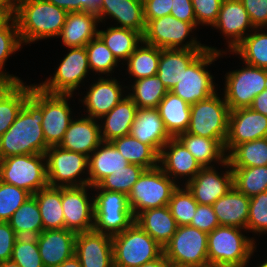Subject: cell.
Here are the masks:
<instances>
[{
    "mask_svg": "<svg viewBox=\"0 0 267 267\" xmlns=\"http://www.w3.org/2000/svg\"><path fill=\"white\" fill-rule=\"evenodd\" d=\"M254 28L267 27V0H240Z\"/></svg>",
    "mask_w": 267,
    "mask_h": 267,
    "instance_id": "11a10c76",
    "label": "cell"
},
{
    "mask_svg": "<svg viewBox=\"0 0 267 267\" xmlns=\"http://www.w3.org/2000/svg\"><path fill=\"white\" fill-rule=\"evenodd\" d=\"M170 15L176 19L191 23L197 28L196 16L191 0H173Z\"/></svg>",
    "mask_w": 267,
    "mask_h": 267,
    "instance_id": "680465c9",
    "label": "cell"
},
{
    "mask_svg": "<svg viewBox=\"0 0 267 267\" xmlns=\"http://www.w3.org/2000/svg\"><path fill=\"white\" fill-rule=\"evenodd\" d=\"M11 260L20 267H44L36 237H18L13 247Z\"/></svg>",
    "mask_w": 267,
    "mask_h": 267,
    "instance_id": "f907efd6",
    "label": "cell"
},
{
    "mask_svg": "<svg viewBox=\"0 0 267 267\" xmlns=\"http://www.w3.org/2000/svg\"><path fill=\"white\" fill-rule=\"evenodd\" d=\"M75 256L81 267H114L112 236L95 231L77 233Z\"/></svg>",
    "mask_w": 267,
    "mask_h": 267,
    "instance_id": "7402d4cb",
    "label": "cell"
},
{
    "mask_svg": "<svg viewBox=\"0 0 267 267\" xmlns=\"http://www.w3.org/2000/svg\"><path fill=\"white\" fill-rule=\"evenodd\" d=\"M44 267H58L75 255L76 233L70 230H44L37 237Z\"/></svg>",
    "mask_w": 267,
    "mask_h": 267,
    "instance_id": "cb8c5ba5",
    "label": "cell"
},
{
    "mask_svg": "<svg viewBox=\"0 0 267 267\" xmlns=\"http://www.w3.org/2000/svg\"><path fill=\"white\" fill-rule=\"evenodd\" d=\"M190 226L207 234L212 232L216 227L220 226L212 205L198 204Z\"/></svg>",
    "mask_w": 267,
    "mask_h": 267,
    "instance_id": "db71d44e",
    "label": "cell"
},
{
    "mask_svg": "<svg viewBox=\"0 0 267 267\" xmlns=\"http://www.w3.org/2000/svg\"><path fill=\"white\" fill-rule=\"evenodd\" d=\"M217 92L206 99L191 104L187 133L215 140L228 136L229 107Z\"/></svg>",
    "mask_w": 267,
    "mask_h": 267,
    "instance_id": "7c38bea8",
    "label": "cell"
},
{
    "mask_svg": "<svg viewBox=\"0 0 267 267\" xmlns=\"http://www.w3.org/2000/svg\"><path fill=\"white\" fill-rule=\"evenodd\" d=\"M233 186L247 197L267 190V165L260 167H231Z\"/></svg>",
    "mask_w": 267,
    "mask_h": 267,
    "instance_id": "ee69618b",
    "label": "cell"
},
{
    "mask_svg": "<svg viewBox=\"0 0 267 267\" xmlns=\"http://www.w3.org/2000/svg\"><path fill=\"white\" fill-rule=\"evenodd\" d=\"M163 254L170 267H210L208 234L190 225L178 226Z\"/></svg>",
    "mask_w": 267,
    "mask_h": 267,
    "instance_id": "ba28073f",
    "label": "cell"
},
{
    "mask_svg": "<svg viewBox=\"0 0 267 267\" xmlns=\"http://www.w3.org/2000/svg\"><path fill=\"white\" fill-rule=\"evenodd\" d=\"M247 231L267 234V190L250 197Z\"/></svg>",
    "mask_w": 267,
    "mask_h": 267,
    "instance_id": "816d5d0a",
    "label": "cell"
},
{
    "mask_svg": "<svg viewBox=\"0 0 267 267\" xmlns=\"http://www.w3.org/2000/svg\"><path fill=\"white\" fill-rule=\"evenodd\" d=\"M38 203L44 230L65 229L61 187L47 186L33 194Z\"/></svg>",
    "mask_w": 267,
    "mask_h": 267,
    "instance_id": "8d00e7d4",
    "label": "cell"
},
{
    "mask_svg": "<svg viewBox=\"0 0 267 267\" xmlns=\"http://www.w3.org/2000/svg\"><path fill=\"white\" fill-rule=\"evenodd\" d=\"M99 19L91 12H68L66 22L57 38L66 48L85 47L98 35Z\"/></svg>",
    "mask_w": 267,
    "mask_h": 267,
    "instance_id": "4316f807",
    "label": "cell"
},
{
    "mask_svg": "<svg viewBox=\"0 0 267 267\" xmlns=\"http://www.w3.org/2000/svg\"><path fill=\"white\" fill-rule=\"evenodd\" d=\"M160 117L168 134L176 138L188 130L191 105L168 91L157 107Z\"/></svg>",
    "mask_w": 267,
    "mask_h": 267,
    "instance_id": "e575fe53",
    "label": "cell"
},
{
    "mask_svg": "<svg viewBox=\"0 0 267 267\" xmlns=\"http://www.w3.org/2000/svg\"><path fill=\"white\" fill-rule=\"evenodd\" d=\"M103 0H82V11L98 14Z\"/></svg>",
    "mask_w": 267,
    "mask_h": 267,
    "instance_id": "6125c7cd",
    "label": "cell"
},
{
    "mask_svg": "<svg viewBox=\"0 0 267 267\" xmlns=\"http://www.w3.org/2000/svg\"><path fill=\"white\" fill-rule=\"evenodd\" d=\"M45 156L48 186L81 187L89 185L88 156L65 150L60 146H50L46 150ZM82 175H85V178Z\"/></svg>",
    "mask_w": 267,
    "mask_h": 267,
    "instance_id": "8fae6325",
    "label": "cell"
},
{
    "mask_svg": "<svg viewBox=\"0 0 267 267\" xmlns=\"http://www.w3.org/2000/svg\"><path fill=\"white\" fill-rule=\"evenodd\" d=\"M0 267H20V266L12 260H7L0 262Z\"/></svg>",
    "mask_w": 267,
    "mask_h": 267,
    "instance_id": "a7ac6f4b",
    "label": "cell"
},
{
    "mask_svg": "<svg viewBox=\"0 0 267 267\" xmlns=\"http://www.w3.org/2000/svg\"><path fill=\"white\" fill-rule=\"evenodd\" d=\"M195 30L191 23L167 15L152 19L146 24L143 41L160 49H211L220 53L224 51L201 44L194 35H191ZM189 37L190 39L185 41Z\"/></svg>",
    "mask_w": 267,
    "mask_h": 267,
    "instance_id": "52a82bcc",
    "label": "cell"
},
{
    "mask_svg": "<svg viewBox=\"0 0 267 267\" xmlns=\"http://www.w3.org/2000/svg\"><path fill=\"white\" fill-rule=\"evenodd\" d=\"M17 238L8 222H0V262L11 260Z\"/></svg>",
    "mask_w": 267,
    "mask_h": 267,
    "instance_id": "9f6ffc18",
    "label": "cell"
},
{
    "mask_svg": "<svg viewBox=\"0 0 267 267\" xmlns=\"http://www.w3.org/2000/svg\"><path fill=\"white\" fill-rule=\"evenodd\" d=\"M90 185L61 187V202L65 228L76 234L93 231L94 195L89 194Z\"/></svg>",
    "mask_w": 267,
    "mask_h": 267,
    "instance_id": "9a60e30c",
    "label": "cell"
},
{
    "mask_svg": "<svg viewBox=\"0 0 267 267\" xmlns=\"http://www.w3.org/2000/svg\"><path fill=\"white\" fill-rule=\"evenodd\" d=\"M88 54V64L92 73L95 75H113L116 67L118 68V61L113 56L112 52L107 48L102 39L97 35L86 46ZM114 70V71H113ZM99 73V74H98Z\"/></svg>",
    "mask_w": 267,
    "mask_h": 267,
    "instance_id": "bcb514c9",
    "label": "cell"
},
{
    "mask_svg": "<svg viewBox=\"0 0 267 267\" xmlns=\"http://www.w3.org/2000/svg\"><path fill=\"white\" fill-rule=\"evenodd\" d=\"M223 95L229 110L248 108L254 97L267 88V69L245 64L226 72Z\"/></svg>",
    "mask_w": 267,
    "mask_h": 267,
    "instance_id": "5bb4252c",
    "label": "cell"
},
{
    "mask_svg": "<svg viewBox=\"0 0 267 267\" xmlns=\"http://www.w3.org/2000/svg\"><path fill=\"white\" fill-rule=\"evenodd\" d=\"M114 267H139L163 254L160 246L137 223L112 236Z\"/></svg>",
    "mask_w": 267,
    "mask_h": 267,
    "instance_id": "5b68a950",
    "label": "cell"
},
{
    "mask_svg": "<svg viewBox=\"0 0 267 267\" xmlns=\"http://www.w3.org/2000/svg\"><path fill=\"white\" fill-rule=\"evenodd\" d=\"M127 91V95L138 109L157 108L168 92L157 75L134 80L132 84L127 86Z\"/></svg>",
    "mask_w": 267,
    "mask_h": 267,
    "instance_id": "ab89813d",
    "label": "cell"
},
{
    "mask_svg": "<svg viewBox=\"0 0 267 267\" xmlns=\"http://www.w3.org/2000/svg\"><path fill=\"white\" fill-rule=\"evenodd\" d=\"M30 95L31 84L0 82V137L14 123Z\"/></svg>",
    "mask_w": 267,
    "mask_h": 267,
    "instance_id": "4dcf8cb0",
    "label": "cell"
},
{
    "mask_svg": "<svg viewBox=\"0 0 267 267\" xmlns=\"http://www.w3.org/2000/svg\"><path fill=\"white\" fill-rule=\"evenodd\" d=\"M231 167H260L267 165V137L236 145L228 154Z\"/></svg>",
    "mask_w": 267,
    "mask_h": 267,
    "instance_id": "7bdbcfd3",
    "label": "cell"
},
{
    "mask_svg": "<svg viewBox=\"0 0 267 267\" xmlns=\"http://www.w3.org/2000/svg\"><path fill=\"white\" fill-rule=\"evenodd\" d=\"M173 0H143L146 24L152 20L170 15Z\"/></svg>",
    "mask_w": 267,
    "mask_h": 267,
    "instance_id": "6f0895ef",
    "label": "cell"
},
{
    "mask_svg": "<svg viewBox=\"0 0 267 267\" xmlns=\"http://www.w3.org/2000/svg\"><path fill=\"white\" fill-rule=\"evenodd\" d=\"M130 134L149 145L158 155L163 146L172 138L166 131L157 108H139Z\"/></svg>",
    "mask_w": 267,
    "mask_h": 267,
    "instance_id": "484cf974",
    "label": "cell"
},
{
    "mask_svg": "<svg viewBox=\"0 0 267 267\" xmlns=\"http://www.w3.org/2000/svg\"><path fill=\"white\" fill-rule=\"evenodd\" d=\"M121 83L112 76H98L94 79V82L88 85L84 97L79 99L86 108L83 112L87 114L83 115L99 120L110 112L127 95V86Z\"/></svg>",
    "mask_w": 267,
    "mask_h": 267,
    "instance_id": "2e32d148",
    "label": "cell"
},
{
    "mask_svg": "<svg viewBox=\"0 0 267 267\" xmlns=\"http://www.w3.org/2000/svg\"><path fill=\"white\" fill-rule=\"evenodd\" d=\"M205 49H161L157 77L170 91L180 80L183 69Z\"/></svg>",
    "mask_w": 267,
    "mask_h": 267,
    "instance_id": "1f68e13d",
    "label": "cell"
},
{
    "mask_svg": "<svg viewBox=\"0 0 267 267\" xmlns=\"http://www.w3.org/2000/svg\"><path fill=\"white\" fill-rule=\"evenodd\" d=\"M0 13H16V4L12 0H0Z\"/></svg>",
    "mask_w": 267,
    "mask_h": 267,
    "instance_id": "e7e4bbea",
    "label": "cell"
},
{
    "mask_svg": "<svg viewBox=\"0 0 267 267\" xmlns=\"http://www.w3.org/2000/svg\"><path fill=\"white\" fill-rule=\"evenodd\" d=\"M134 222L163 248L178 227L168 205L142 211L135 216Z\"/></svg>",
    "mask_w": 267,
    "mask_h": 267,
    "instance_id": "d6a6232c",
    "label": "cell"
},
{
    "mask_svg": "<svg viewBox=\"0 0 267 267\" xmlns=\"http://www.w3.org/2000/svg\"><path fill=\"white\" fill-rule=\"evenodd\" d=\"M68 12L47 0H23L16 5L15 20L23 45L58 37Z\"/></svg>",
    "mask_w": 267,
    "mask_h": 267,
    "instance_id": "7a4b0ae2",
    "label": "cell"
},
{
    "mask_svg": "<svg viewBox=\"0 0 267 267\" xmlns=\"http://www.w3.org/2000/svg\"><path fill=\"white\" fill-rule=\"evenodd\" d=\"M138 107L126 95L110 112L99 119L103 142L130 134Z\"/></svg>",
    "mask_w": 267,
    "mask_h": 267,
    "instance_id": "f1b7e54d",
    "label": "cell"
},
{
    "mask_svg": "<svg viewBox=\"0 0 267 267\" xmlns=\"http://www.w3.org/2000/svg\"><path fill=\"white\" fill-rule=\"evenodd\" d=\"M144 170L145 168L140 165L129 163V165L122 168V170L103 178L92 188L120 192L128 196L132 186L138 181V178Z\"/></svg>",
    "mask_w": 267,
    "mask_h": 267,
    "instance_id": "7dc6e473",
    "label": "cell"
},
{
    "mask_svg": "<svg viewBox=\"0 0 267 267\" xmlns=\"http://www.w3.org/2000/svg\"><path fill=\"white\" fill-rule=\"evenodd\" d=\"M250 108L267 116V88L254 97Z\"/></svg>",
    "mask_w": 267,
    "mask_h": 267,
    "instance_id": "94428289",
    "label": "cell"
},
{
    "mask_svg": "<svg viewBox=\"0 0 267 267\" xmlns=\"http://www.w3.org/2000/svg\"><path fill=\"white\" fill-rule=\"evenodd\" d=\"M15 17V13H0V31Z\"/></svg>",
    "mask_w": 267,
    "mask_h": 267,
    "instance_id": "03108f58",
    "label": "cell"
},
{
    "mask_svg": "<svg viewBox=\"0 0 267 267\" xmlns=\"http://www.w3.org/2000/svg\"><path fill=\"white\" fill-rule=\"evenodd\" d=\"M78 116L71 120L61 143V148L89 155L103 142L99 120L88 116Z\"/></svg>",
    "mask_w": 267,
    "mask_h": 267,
    "instance_id": "603a6c76",
    "label": "cell"
},
{
    "mask_svg": "<svg viewBox=\"0 0 267 267\" xmlns=\"http://www.w3.org/2000/svg\"><path fill=\"white\" fill-rule=\"evenodd\" d=\"M18 237H37L43 231L42 218L36 198L29 197L8 221Z\"/></svg>",
    "mask_w": 267,
    "mask_h": 267,
    "instance_id": "60d3db41",
    "label": "cell"
},
{
    "mask_svg": "<svg viewBox=\"0 0 267 267\" xmlns=\"http://www.w3.org/2000/svg\"><path fill=\"white\" fill-rule=\"evenodd\" d=\"M129 162L111 142H102L88 157V179L91 187L106 176L122 170Z\"/></svg>",
    "mask_w": 267,
    "mask_h": 267,
    "instance_id": "f546056e",
    "label": "cell"
},
{
    "mask_svg": "<svg viewBox=\"0 0 267 267\" xmlns=\"http://www.w3.org/2000/svg\"><path fill=\"white\" fill-rule=\"evenodd\" d=\"M246 229L218 226L208 234L210 267H249L257 244L254 237L245 236Z\"/></svg>",
    "mask_w": 267,
    "mask_h": 267,
    "instance_id": "3957f363",
    "label": "cell"
},
{
    "mask_svg": "<svg viewBox=\"0 0 267 267\" xmlns=\"http://www.w3.org/2000/svg\"><path fill=\"white\" fill-rule=\"evenodd\" d=\"M189 152L196 158L202 167L220 166L227 160L225 152L226 140H215L196 136L187 132L176 137Z\"/></svg>",
    "mask_w": 267,
    "mask_h": 267,
    "instance_id": "836d02e7",
    "label": "cell"
},
{
    "mask_svg": "<svg viewBox=\"0 0 267 267\" xmlns=\"http://www.w3.org/2000/svg\"><path fill=\"white\" fill-rule=\"evenodd\" d=\"M266 29L255 28L252 30L229 54L238 55L243 64L267 69Z\"/></svg>",
    "mask_w": 267,
    "mask_h": 267,
    "instance_id": "74e56055",
    "label": "cell"
},
{
    "mask_svg": "<svg viewBox=\"0 0 267 267\" xmlns=\"http://www.w3.org/2000/svg\"><path fill=\"white\" fill-rule=\"evenodd\" d=\"M97 16L99 23L112 18L117 22L115 27L132 29L142 35L146 29L143 0H103Z\"/></svg>",
    "mask_w": 267,
    "mask_h": 267,
    "instance_id": "d4e9b609",
    "label": "cell"
},
{
    "mask_svg": "<svg viewBox=\"0 0 267 267\" xmlns=\"http://www.w3.org/2000/svg\"><path fill=\"white\" fill-rule=\"evenodd\" d=\"M198 203L193 194L184 185H179L173 192L168 203L171 215L175 218L177 226L190 225L196 213Z\"/></svg>",
    "mask_w": 267,
    "mask_h": 267,
    "instance_id": "c3c4849f",
    "label": "cell"
},
{
    "mask_svg": "<svg viewBox=\"0 0 267 267\" xmlns=\"http://www.w3.org/2000/svg\"><path fill=\"white\" fill-rule=\"evenodd\" d=\"M222 33L227 41L228 52L234 48L251 32L254 26L240 0H223L221 9L212 29Z\"/></svg>",
    "mask_w": 267,
    "mask_h": 267,
    "instance_id": "44dd1931",
    "label": "cell"
},
{
    "mask_svg": "<svg viewBox=\"0 0 267 267\" xmlns=\"http://www.w3.org/2000/svg\"><path fill=\"white\" fill-rule=\"evenodd\" d=\"M139 267H170V265L166 257L164 256V254H162L159 258L153 261L144 263L143 265Z\"/></svg>",
    "mask_w": 267,
    "mask_h": 267,
    "instance_id": "be15d7a7",
    "label": "cell"
},
{
    "mask_svg": "<svg viewBox=\"0 0 267 267\" xmlns=\"http://www.w3.org/2000/svg\"><path fill=\"white\" fill-rule=\"evenodd\" d=\"M197 26H210L216 22L223 0H191Z\"/></svg>",
    "mask_w": 267,
    "mask_h": 267,
    "instance_id": "f5cc1de1",
    "label": "cell"
},
{
    "mask_svg": "<svg viewBox=\"0 0 267 267\" xmlns=\"http://www.w3.org/2000/svg\"><path fill=\"white\" fill-rule=\"evenodd\" d=\"M23 44L20 40L18 26L15 18H13L1 31H0V82H22L19 76L10 74L3 71L5 62L8 58L15 54Z\"/></svg>",
    "mask_w": 267,
    "mask_h": 267,
    "instance_id": "f6af8a7d",
    "label": "cell"
},
{
    "mask_svg": "<svg viewBox=\"0 0 267 267\" xmlns=\"http://www.w3.org/2000/svg\"><path fill=\"white\" fill-rule=\"evenodd\" d=\"M111 143L130 163L151 169L158 166L159 155L147 144L134 138L131 134L115 138Z\"/></svg>",
    "mask_w": 267,
    "mask_h": 267,
    "instance_id": "b9f144b4",
    "label": "cell"
},
{
    "mask_svg": "<svg viewBox=\"0 0 267 267\" xmlns=\"http://www.w3.org/2000/svg\"><path fill=\"white\" fill-rule=\"evenodd\" d=\"M32 195L0 180V222H8L14 212Z\"/></svg>",
    "mask_w": 267,
    "mask_h": 267,
    "instance_id": "681fc988",
    "label": "cell"
},
{
    "mask_svg": "<svg viewBox=\"0 0 267 267\" xmlns=\"http://www.w3.org/2000/svg\"><path fill=\"white\" fill-rule=\"evenodd\" d=\"M43 91L31 84V95L14 123L0 137V160L24 154H45L49 146L43 129Z\"/></svg>",
    "mask_w": 267,
    "mask_h": 267,
    "instance_id": "6da1fadb",
    "label": "cell"
},
{
    "mask_svg": "<svg viewBox=\"0 0 267 267\" xmlns=\"http://www.w3.org/2000/svg\"><path fill=\"white\" fill-rule=\"evenodd\" d=\"M98 36L116 60L124 63L143 41L141 33L128 28L114 27V25L107 26L106 30L98 29Z\"/></svg>",
    "mask_w": 267,
    "mask_h": 267,
    "instance_id": "d590c367",
    "label": "cell"
},
{
    "mask_svg": "<svg viewBox=\"0 0 267 267\" xmlns=\"http://www.w3.org/2000/svg\"><path fill=\"white\" fill-rule=\"evenodd\" d=\"M67 12H82V0H47Z\"/></svg>",
    "mask_w": 267,
    "mask_h": 267,
    "instance_id": "91938a15",
    "label": "cell"
},
{
    "mask_svg": "<svg viewBox=\"0 0 267 267\" xmlns=\"http://www.w3.org/2000/svg\"><path fill=\"white\" fill-rule=\"evenodd\" d=\"M250 197L234 186L212 205L220 226H234L247 230Z\"/></svg>",
    "mask_w": 267,
    "mask_h": 267,
    "instance_id": "83f0119b",
    "label": "cell"
},
{
    "mask_svg": "<svg viewBox=\"0 0 267 267\" xmlns=\"http://www.w3.org/2000/svg\"><path fill=\"white\" fill-rule=\"evenodd\" d=\"M58 267H81V263H80L79 259L74 255L71 258L65 260Z\"/></svg>",
    "mask_w": 267,
    "mask_h": 267,
    "instance_id": "003e7915",
    "label": "cell"
},
{
    "mask_svg": "<svg viewBox=\"0 0 267 267\" xmlns=\"http://www.w3.org/2000/svg\"><path fill=\"white\" fill-rule=\"evenodd\" d=\"M0 180L31 195L48 186L45 154H24L0 160Z\"/></svg>",
    "mask_w": 267,
    "mask_h": 267,
    "instance_id": "30bf717a",
    "label": "cell"
},
{
    "mask_svg": "<svg viewBox=\"0 0 267 267\" xmlns=\"http://www.w3.org/2000/svg\"><path fill=\"white\" fill-rule=\"evenodd\" d=\"M257 265H256V267H267V259H264L263 261H260V264H257ZM253 267H255V266H253Z\"/></svg>",
    "mask_w": 267,
    "mask_h": 267,
    "instance_id": "89a4df30",
    "label": "cell"
},
{
    "mask_svg": "<svg viewBox=\"0 0 267 267\" xmlns=\"http://www.w3.org/2000/svg\"><path fill=\"white\" fill-rule=\"evenodd\" d=\"M158 166L166 175L181 186L183 183L186 185L203 168L177 138H171L163 146L159 153ZM181 179L183 180L182 184H180Z\"/></svg>",
    "mask_w": 267,
    "mask_h": 267,
    "instance_id": "ffe728a7",
    "label": "cell"
},
{
    "mask_svg": "<svg viewBox=\"0 0 267 267\" xmlns=\"http://www.w3.org/2000/svg\"><path fill=\"white\" fill-rule=\"evenodd\" d=\"M73 95L49 94L43 91L42 129L46 144L58 146L73 118L70 102Z\"/></svg>",
    "mask_w": 267,
    "mask_h": 267,
    "instance_id": "e0dca14e",
    "label": "cell"
},
{
    "mask_svg": "<svg viewBox=\"0 0 267 267\" xmlns=\"http://www.w3.org/2000/svg\"><path fill=\"white\" fill-rule=\"evenodd\" d=\"M224 171L218 172L216 166L203 167L199 173L185 185L198 204L213 205L233 186V173L229 161L223 164Z\"/></svg>",
    "mask_w": 267,
    "mask_h": 267,
    "instance_id": "ac0fdd59",
    "label": "cell"
},
{
    "mask_svg": "<svg viewBox=\"0 0 267 267\" xmlns=\"http://www.w3.org/2000/svg\"><path fill=\"white\" fill-rule=\"evenodd\" d=\"M160 53V48L142 41L126 63H121L124 66L127 65L125 70L129 75L128 78L131 79L132 76V80L134 81L140 78L156 76Z\"/></svg>",
    "mask_w": 267,
    "mask_h": 267,
    "instance_id": "f35d334b",
    "label": "cell"
},
{
    "mask_svg": "<svg viewBox=\"0 0 267 267\" xmlns=\"http://www.w3.org/2000/svg\"><path fill=\"white\" fill-rule=\"evenodd\" d=\"M90 72L86 48H68L67 54L55 68L53 76L49 75L50 77L44 82L35 85L49 94L74 95L81 87L80 84L85 86L84 80L91 74Z\"/></svg>",
    "mask_w": 267,
    "mask_h": 267,
    "instance_id": "4fadbf2b",
    "label": "cell"
},
{
    "mask_svg": "<svg viewBox=\"0 0 267 267\" xmlns=\"http://www.w3.org/2000/svg\"><path fill=\"white\" fill-rule=\"evenodd\" d=\"M90 191L96 192L93 194V231L113 236L126 230L135 221L127 195L104 189Z\"/></svg>",
    "mask_w": 267,
    "mask_h": 267,
    "instance_id": "9c48e42d",
    "label": "cell"
},
{
    "mask_svg": "<svg viewBox=\"0 0 267 267\" xmlns=\"http://www.w3.org/2000/svg\"><path fill=\"white\" fill-rule=\"evenodd\" d=\"M16 5L23 0H12Z\"/></svg>",
    "mask_w": 267,
    "mask_h": 267,
    "instance_id": "2644e50d",
    "label": "cell"
},
{
    "mask_svg": "<svg viewBox=\"0 0 267 267\" xmlns=\"http://www.w3.org/2000/svg\"><path fill=\"white\" fill-rule=\"evenodd\" d=\"M267 137V116L248 108L231 110L228 136L224 145L228 154L236 145Z\"/></svg>",
    "mask_w": 267,
    "mask_h": 267,
    "instance_id": "d6986e66",
    "label": "cell"
},
{
    "mask_svg": "<svg viewBox=\"0 0 267 267\" xmlns=\"http://www.w3.org/2000/svg\"><path fill=\"white\" fill-rule=\"evenodd\" d=\"M178 186L159 166L145 169L127 196L133 216L168 205Z\"/></svg>",
    "mask_w": 267,
    "mask_h": 267,
    "instance_id": "8992f818",
    "label": "cell"
},
{
    "mask_svg": "<svg viewBox=\"0 0 267 267\" xmlns=\"http://www.w3.org/2000/svg\"><path fill=\"white\" fill-rule=\"evenodd\" d=\"M228 52L205 49L183 69L179 82L170 90L187 103L194 104L216 93L218 89L208 66Z\"/></svg>",
    "mask_w": 267,
    "mask_h": 267,
    "instance_id": "277c9868",
    "label": "cell"
}]
</instances>
